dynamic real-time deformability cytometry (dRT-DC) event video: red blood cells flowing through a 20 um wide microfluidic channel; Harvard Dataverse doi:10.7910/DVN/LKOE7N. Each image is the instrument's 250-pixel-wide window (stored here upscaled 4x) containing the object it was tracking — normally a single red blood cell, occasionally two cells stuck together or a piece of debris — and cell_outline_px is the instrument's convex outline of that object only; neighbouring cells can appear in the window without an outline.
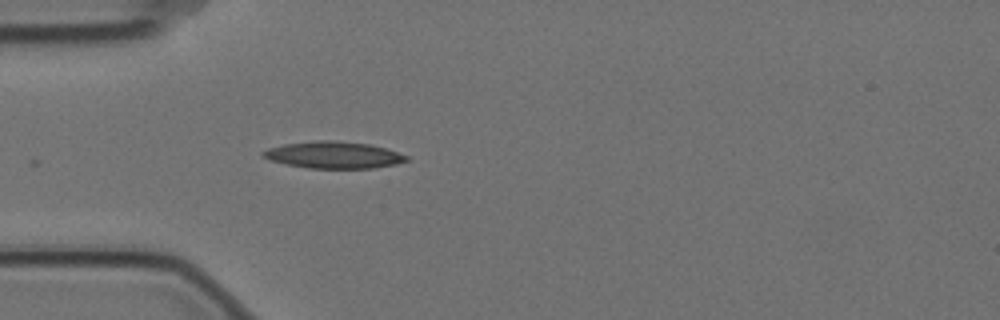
{"species": "Egyptian fruit bat (a non-hibernating species)", "species_latin": "Rousettus aegyptiacus", "temperature_condition": "cold", "stored_images_in_passage": 29, "camera_frame_rate_fps": 3000, "um_per_image_px": 0.085, "animal": {"sex": "female"}, "frame": {"image": 1, "passage_image": 1, "time_ms": 0.0, "image_size_px": [1000, 320], "cell_outline_px": [[408, 160], [396, 164], [372, 168], [308, 168], [268, 160], [260, 156], [260, 152], [268, 148], [284, 144], [316, 140], [336, 140], [368, 144], [384, 148], [408, 156]], "centroid_in_image_um": [28.29, 13.17], "position_along_channel_um": 56.7, "area_um2": 22.37}}
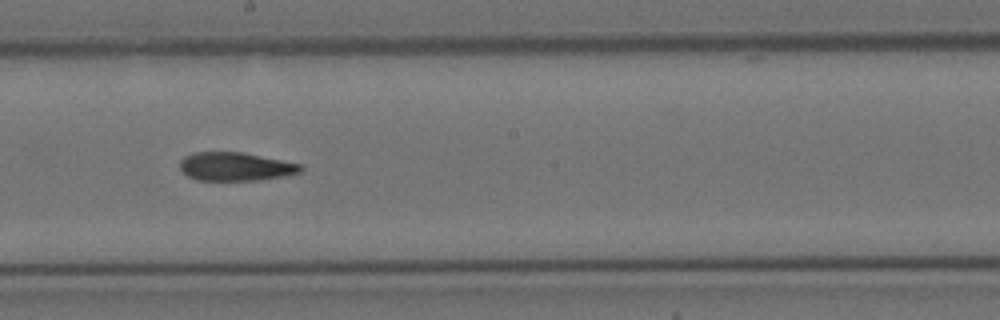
{"frame": {"image": 2, "passage_image": 16, "time_ms": 5.0, "image_size_px": [1000, 320], "cell_outline_px": [[304, 168], [300, 172], [284, 176], [260, 180], [196, 180], [188, 176], [180, 168], [180, 160], [184, 156], [192, 152], [244, 152], [300, 164]], "centroid_in_image_um": [20.0, 14.15], "position_along_channel_um": 228.2, "area_um2": 20.06}}
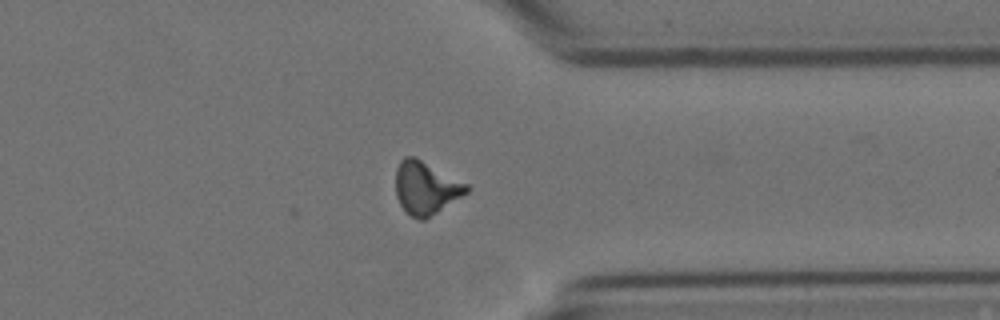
{"frame": {"image": 3, "passage_image": 29, "time_ms": 9.333, "image_size_px": [1000, 320], "cell_outline_px": [[468, 192], [424, 220], [420, 220], [412, 216], [400, 204], [396, 196], [396, 168], [400, 160], [404, 156], [416, 156], [468, 184]], "centroid_in_image_um": [36.18, 15.93], "position_along_channel_um": 375.2, "area_um2": 21.73}, "authors_computed_cell_mechanics": {"area_um2": 20.9236, "velocity_mm_per_s": 3.5086, "shape_relaxation_time_tau1_ms": null, "shape_relaxation_time_tau2_ms": 5.1522, "deformation_change_tau1": null, "deformation_change_tau2": 0.1443}}